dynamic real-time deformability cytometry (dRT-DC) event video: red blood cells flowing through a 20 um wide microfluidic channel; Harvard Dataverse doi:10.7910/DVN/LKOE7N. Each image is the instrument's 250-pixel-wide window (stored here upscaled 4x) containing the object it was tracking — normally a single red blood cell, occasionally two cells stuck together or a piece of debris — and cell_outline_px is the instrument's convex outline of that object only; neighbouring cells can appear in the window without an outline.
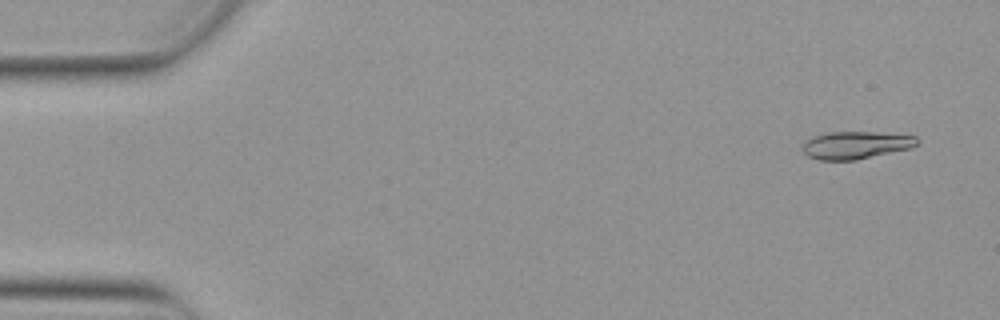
{"species": "Egyptian fruit bat (a non-hibernating species)", "species_latin": "Rousettus aegyptiacus", "temperature_condition": "warm", "stored_images_in_passage": 52, "camera_frame_rate_fps": 3000, "um_per_image_px": 0.085, "animal": {"sex": "female"}, "frame": {"image": 1, "passage_image": 3, "time_ms": 0.667, "image_size_px": [1000, 320], "cell_outline_px": [[920, 144], [912, 148], [856, 160], [820, 160], [808, 156], [800, 148], [804, 140], [812, 136], [828, 132], [876, 132], [916, 136], [920, 140]], "centroid_in_image_um": [72.74, 12.33], "position_along_channel_um": 12.3, "area_um2": 18.73}}
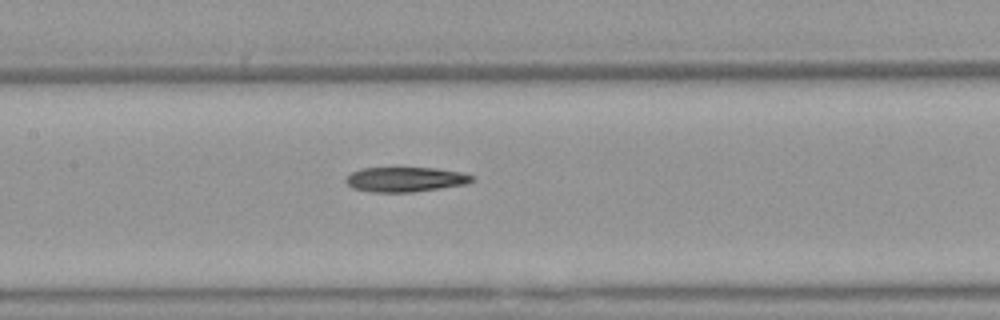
{"frame": {"image": 2, "passage_image": 25, "time_ms": 8.0, "image_size_px": [1000, 320], "cell_outline_px": [[476, 180], [468, 184], [412, 192], [372, 192], [352, 188], [344, 180], [352, 172], [360, 168], [436, 168], [460, 172], [476, 176]], "centroid_in_image_um": [34.5, 15.25], "position_along_channel_um": 172.9, "area_um2": 18.32}}
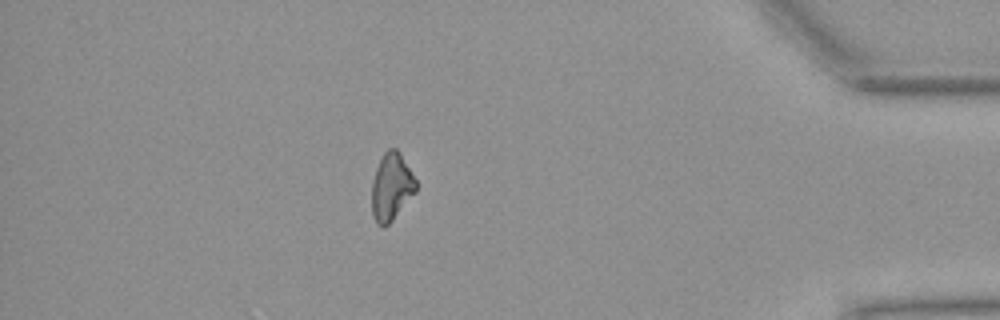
{"frame": {"image": 3, "passage_image": 46, "time_ms": 15.0, "image_size_px": [1000, 320], "cell_outline_px": [[416, 192], [392, 220], [384, 228], [376, 224], [372, 216], [372, 180], [376, 168], [384, 152], [388, 148], [396, 148], [400, 152], [416, 180]], "centroid_in_image_um": [33.26, 15.89], "position_along_channel_um": 401.9, "area_um2": 17.4}}